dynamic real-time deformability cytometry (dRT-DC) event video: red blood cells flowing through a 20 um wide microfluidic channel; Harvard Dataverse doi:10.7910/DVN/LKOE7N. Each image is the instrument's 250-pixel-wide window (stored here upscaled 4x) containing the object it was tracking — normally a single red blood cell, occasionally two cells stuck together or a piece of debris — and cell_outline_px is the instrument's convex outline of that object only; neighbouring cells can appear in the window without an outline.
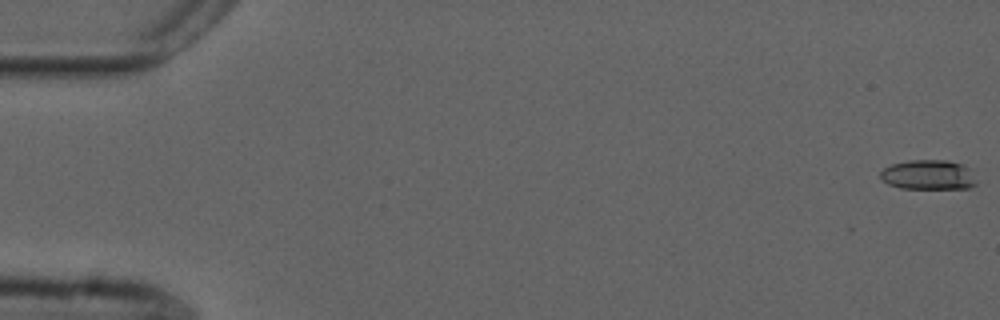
{"species": "common noctule bat (a hibernating species)", "species_latin": "Nyctalus noctula", "temperature_condition": "cold", "stored_images_in_passage": 16, "camera_frame_rate_fps": 3000, "um_per_image_px": 0.085, "animal": {"sex": "male", "forearm_length_mm": 52.5}, "frame": {"image": 1, "passage_image": 1, "time_ms": 0.0, "image_size_px": [1000, 320], "cell_outline_px": [[976, 184], [968, 188], [900, 188], [888, 184], [880, 176], [880, 172], [884, 168], [892, 164], [908, 160], [948, 160], [964, 164], [968, 168], [976, 180]], "centroid_in_image_um": [78.91, 14.85], "position_along_channel_um": 6.1, "area_um2": 16.59}}
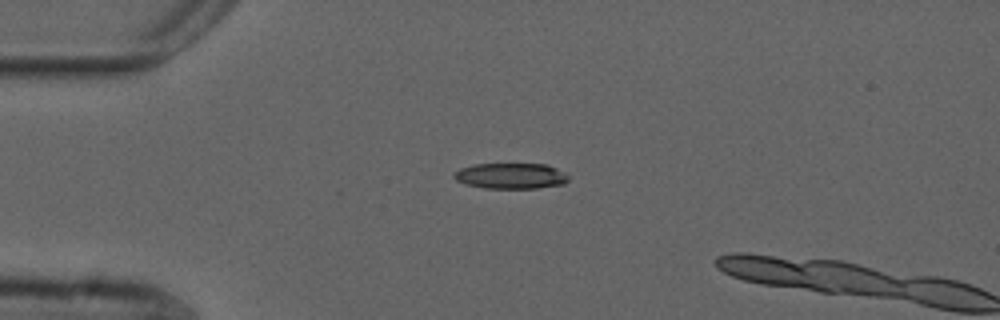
{"frame": {"image": 2, "passage_image": 14, "time_ms": 4.333, "image_size_px": [1000, 320], "cell_outline_px": [[568, 180], [564, 184], [536, 188], [484, 188], [464, 184], [456, 180], [452, 176], [460, 168], [472, 164], [548, 164], [564, 172], [568, 176]], "centroid_in_image_um": [43.41, 14.95], "position_along_channel_um": 41.6, "area_um2": 17.22}}